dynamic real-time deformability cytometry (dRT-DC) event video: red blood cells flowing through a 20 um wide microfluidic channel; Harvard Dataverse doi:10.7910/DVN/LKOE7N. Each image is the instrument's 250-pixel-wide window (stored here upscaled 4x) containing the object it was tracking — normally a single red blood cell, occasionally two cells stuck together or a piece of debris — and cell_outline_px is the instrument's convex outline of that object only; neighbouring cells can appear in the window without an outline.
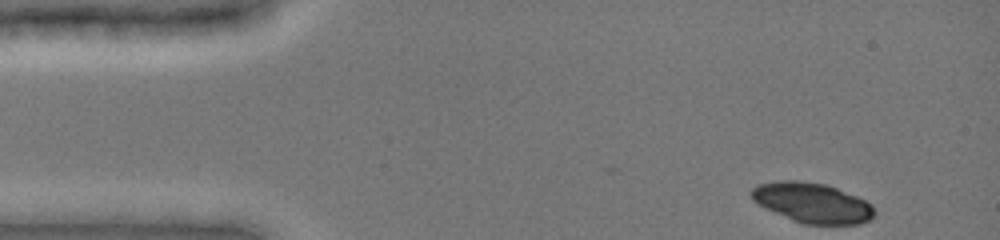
{"species": "common noctule bat (a hibernating species)", "species_latin": "Nyctalus noctula", "temperature_condition": "cold", "stored_images_in_passage": 41, "camera_frame_rate_fps": 3000, "um_per_image_px": 0.085, "animal": {"sex": "female", "body_mass_g": 19.0, "forearm_length_mm": 51.5}, "frame": {"image": 1, "passage_image": 1, "time_ms": 0.0, "image_size_px": [1000, 240], "cell_outline_px": [[876, 212], [868, 220], [860, 224], [804, 224], [792, 220], [764, 208], [756, 204], [752, 200], [752, 188], [756, 184], [780, 180], [796, 180], [824, 184], [836, 188], [856, 196], [872, 204]], "centroid_in_image_um": [69.01, 17.24], "position_along_channel_um": 16.0, "area_um2": 28.67}}
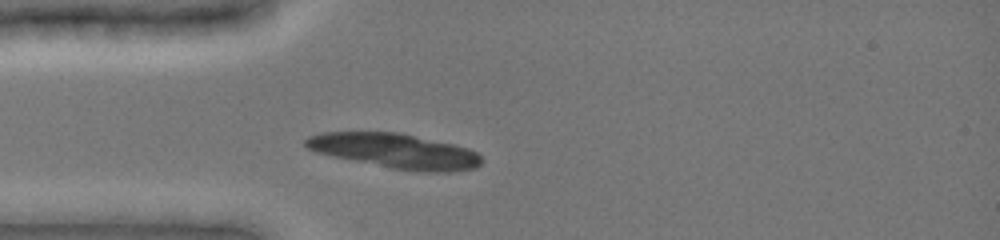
{"frame": {"image": 2, "passage_image": 10, "time_ms": 3.0, "image_size_px": [1000, 240], "cell_outline_px": [[480, 164], [476, 168], [448, 172], [424, 172], [392, 168], [332, 156], [316, 152], [308, 148], [304, 144], [304, 140], [308, 136], [320, 132], [400, 132], [452, 144], [468, 148], [476, 152], [480, 156]], "centroid_in_image_um": [33.56, 12.82], "position_along_channel_um": 51.4, "area_um2": 35.49}}